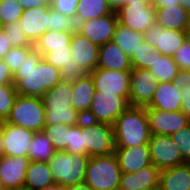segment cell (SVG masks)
<instances>
[{"label": "cell", "instance_id": "1", "mask_svg": "<svg viewBox=\"0 0 190 190\" xmlns=\"http://www.w3.org/2000/svg\"><path fill=\"white\" fill-rule=\"evenodd\" d=\"M14 85L18 95L42 97L61 81L60 70L48 63L34 48L17 67Z\"/></svg>", "mask_w": 190, "mask_h": 190}, {"label": "cell", "instance_id": "2", "mask_svg": "<svg viewBox=\"0 0 190 190\" xmlns=\"http://www.w3.org/2000/svg\"><path fill=\"white\" fill-rule=\"evenodd\" d=\"M115 147L148 144L151 133L146 107L129 106L113 124Z\"/></svg>", "mask_w": 190, "mask_h": 190}, {"label": "cell", "instance_id": "3", "mask_svg": "<svg viewBox=\"0 0 190 190\" xmlns=\"http://www.w3.org/2000/svg\"><path fill=\"white\" fill-rule=\"evenodd\" d=\"M72 84L60 81L54 88L46 91L41 97L45 108V124L66 125L79 124L84 117L72 106Z\"/></svg>", "mask_w": 190, "mask_h": 190}, {"label": "cell", "instance_id": "4", "mask_svg": "<svg viewBox=\"0 0 190 190\" xmlns=\"http://www.w3.org/2000/svg\"><path fill=\"white\" fill-rule=\"evenodd\" d=\"M89 158L88 155L65 150L56 151L48 162L54 182L66 187L83 183Z\"/></svg>", "mask_w": 190, "mask_h": 190}, {"label": "cell", "instance_id": "5", "mask_svg": "<svg viewBox=\"0 0 190 190\" xmlns=\"http://www.w3.org/2000/svg\"><path fill=\"white\" fill-rule=\"evenodd\" d=\"M122 171L114 153L88 160L84 182L93 190H118Z\"/></svg>", "mask_w": 190, "mask_h": 190}, {"label": "cell", "instance_id": "6", "mask_svg": "<svg viewBox=\"0 0 190 190\" xmlns=\"http://www.w3.org/2000/svg\"><path fill=\"white\" fill-rule=\"evenodd\" d=\"M6 122L34 132L42 131L46 124L41 97L18 95Z\"/></svg>", "mask_w": 190, "mask_h": 190}, {"label": "cell", "instance_id": "7", "mask_svg": "<svg viewBox=\"0 0 190 190\" xmlns=\"http://www.w3.org/2000/svg\"><path fill=\"white\" fill-rule=\"evenodd\" d=\"M81 131L84 133L86 155L107 156L115 151V136L113 125L91 122L85 118L81 121Z\"/></svg>", "mask_w": 190, "mask_h": 190}, {"label": "cell", "instance_id": "8", "mask_svg": "<svg viewBox=\"0 0 190 190\" xmlns=\"http://www.w3.org/2000/svg\"><path fill=\"white\" fill-rule=\"evenodd\" d=\"M130 106L129 102L115 93H101L95 90L91 109L86 120L113 125L115 120Z\"/></svg>", "mask_w": 190, "mask_h": 190}, {"label": "cell", "instance_id": "9", "mask_svg": "<svg viewBox=\"0 0 190 190\" xmlns=\"http://www.w3.org/2000/svg\"><path fill=\"white\" fill-rule=\"evenodd\" d=\"M116 14L119 24L143 34L156 23V7L151 3H126Z\"/></svg>", "mask_w": 190, "mask_h": 190}, {"label": "cell", "instance_id": "10", "mask_svg": "<svg viewBox=\"0 0 190 190\" xmlns=\"http://www.w3.org/2000/svg\"><path fill=\"white\" fill-rule=\"evenodd\" d=\"M148 147L152 164L159 170L186 163L171 136L151 135Z\"/></svg>", "mask_w": 190, "mask_h": 190}, {"label": "cell", "instance_id": "11", "mask_svg": "<svg viewBox=\"0 0 190 190\" xmlns=\"http://www.w3.org/2000/svg\"><path fill=\"white\" fill-rule=\"evenodd\" d=\"M89 74L94 82L95 90L101 93H115L128 101L131 70L115 71L96 68Z\"/></svg>", "mask_w": 190, "mask_h": 190}, {"label": "cell", "instance_id": "12", "mask_svg": "<svg viewBox=\"0 0 190 190\" xmlns=\"http://www.w3.org/2000/svg\"><path fill=\"white\" fill-rule=\"evenodd\" d=\"M157 86V77L148 69L132 68L128 98L130 106L147 107Z\"/></svg>", "mask_w": 190, "mask_h": 190}, {"label": "cell", "instance_id": "13", "mask_svg": "<svg viewBox=\"0 0 190 190\" xmlns=\"http://www.w3.org/2000/svg\"><path fill=\"white\" fill-rule=\"evenodd\" d=\"M144 39L162 55L173 56L187 39V31L164 29L155 23L146 30Z\"/></svg>", "mask_w": 190, "mask_h": 190}, {"label": "cell", "instance_id": "14", "mask_svg": "<svg viewBox=\"0 0 190 190\" xmlns=\"http://www.w3.org/2000/svg\"><path fill=\"white\" fill-rule=\"evenodd\" d=\"M118 17L116 12L78 23V32L99 47L113 41Z\"/></svg>", "mask_w": 190, "mask_h": 190}, {"label": "cell", "instance_id": "15", "mask_svg": "<svg viewBox=\"0 0 190 190\" xmlns=\"http://www.w3.org/2000/svg\"><path fill=\"white\" fill-rule=\"evenodd\" d=\"M151 135H172L190 124V119L180 110L166 112L146 108Z\"/></svg>", "mask_w": 190, "mask_h": 190}, {"label": "cell", "instance_id": "16", "mask_svg": "<svg viewBox=\"0 0 190 190\" xmlns=\"http://www.w3.org/2000/svg\"><path fill=\"white\" fill-rule=\"evenodd\" d=\"M35 132L6 121L2 122L3 155L28 157V147Z\"/></svg>", "mask_w": 190, "mask_h": 190}, {"label": "cell", "instance_id": "17", "mask_svg": "<svg viewBox=\"0 0 190 190\" xmlns=\"http://www.w3.org/2000/svg\"><path fill=\"white\" fill-rule=\"evenodd\" d=\"M20 22L26 37L34 45L43 34L49 31L50 6L24 9Z\"/></svg>", "mask_w": 190, "mask_h": 190}, {"label": "cell", "instance_id": "18", "mask_svg": "<svg viewBox=\"0 0 190 190\" xmlns=\"http://www.w3.org/2000/svg\"><path fill=\"white\" fill-rule=\"evenodd\" d=\"M29 162L28 157L3 155L0 158L1 186L11 190L23 186Z\"/></svg>", "mask_w": 190, "mask_h": 190}, {"label": "cell", "instance_id": "19", "mask_svg": "<svg viewBox=\"0 0 190 190\" xmlns=\"http://www.w3.org/2000/svg\"><path fill=\"white\" fill-rule=\"evenodd\" d=\"M114 155L122 173H134L152 164L148 144L116 147Z\"/></svg>", "mask_w": 190, "mask_h": 190}, {"label": "cell", "instance_id": "20", "mask_svg": "<svg viewBox=\"0 0 190 190\" xmlns=\"http://www.w3.org/2000/svg\"><path fill=\"white\" fill-rule=\"evenodd\" d=\"M72 59L90 73L97 68L99 46L85 38L79 32L72 33L70 39Z\"/></svg>", "mask_w": 190, "mask_h": 190}, {"label": "cell", "instance_id": "21", "mask_svg": "<svg viewBox=\"0 0 190 190\" xmlns=\"http://www.w3.org/2000/svg\"><path fill=\"white\" fill-rule=\"evenodd\" d=\"M182 104L181 90L172 82H159L150 104L146 108L166 112L180 111Z\"/></svg>", "mask_w": 190, "mask_h": 190}, {"label": "cell", "instance_id": "22", "mask_svg": "<svg viewBox=\"0 0 190 190\" xmlns=\"http://www.w3.org/2000/svg\"><path fill=\"white\" fill-rule=\"evenodd\" d=\"M160 170L153 164L134 173H122L118 190H143L158 186Z\"/></svg>", "mask_w": 190, "mask_h": 190}, {"label": "cell", "instance_id": "23", "mask_svg": "<svg viewBox=\"0 0 190 190\" xmlns=\"http://www.w3.org/2000/svg\"><path fill=\"white\" fill-rule=\"evenodd\" d=\"M97 68L115 71L132 70L130 57L114 41L100 46Z\"/></svg>", "mask_w": 190, "mask_h": 190}, {"label": "cell", "instance_id": "24", "mask_svg": "<svg viewBox=\"0 0 190 190\" xmlns=\"http://www.w3.org/2000/svg\"><path fill=\"white\" fill-rule=\"evenodd\" d=\"M72 84V106L84 118L91 109L92 98L95 94L94 82L88 73L78 78Z\"/></svg>", "mask_w": 190, "mask_h": 190}, {"label": "cell", "instance_id": "25", "mask_svg": "<svg viewBox=\"0 0 190 190\" xmlns=\"http://www.w3.org/2000/svg\"><path fill=\"white\" fill-rule=\"evenodd\" d=\"M160 190H189L190 162L160 170Z\"/></svg>", "mask_w": 190, "mask_h": 190}, {"label": "cell", "instance_id": "26", "mask_svg": "<svg viewBox=\"0 0 190 190\" xmlns=\"http://www.w3.org/2000/svg\"><path fill=\"white\" fill-rule=\"evenodd\" d=\"M156 24L164 29L187 31L188 11L181 5L156 7Z\"/></svg>", "mask_w": 190, "mask_h": 190}, {"label": "cell", "instance_id": "27", "mask_svg": "<svg viewBox=\"0 0 190 190\" xmlns=\"http://www.w3.org/2000/svg\"><path fill=\"white\" fill-rule=\"evenodd\" d=\"M148 70L157 77V82H172L179 70L172 56L162 55L152 47Z\"/></svg>", "mask_w": 190, "mask_h": 190}, {"label": "cell", "instance_id": "28", "mask_svg": "<svg viewBox=\"0 0 190 190\" xmlns=\"http://www.w3.org/2000/svg\"><path fill=\"white\" fill-rule=\"evenodd\" d=\"M55 183L50 172L49 163L42 161H30L26 170L24 185L32 190H41Z\"/></svg>", "mask_w": 190, "mask_h": 190}, {"label": "cell", "instance_id": "29", "mask_svg": "<svg viewBox=\"0 0 190 190\" xmlns=\"http://www.w3.org/2000/svg\"><path fill=\"white\" fill-rule=\"evenodd\" d=\"M144 40L143 33L136 32L119 23L117 24L113 41L124 51L128 57H131L133 53H137L141 47V43Z\"/></svg>", "mask_w": 190, "mask_h": 190}, {"label": "cell", "instance_id": "30", "mask_svg": "<svg viewBox=\"0 0 190 190\" xmlns=\"http://www.w3.org/2000/svg\"><path fill=\"white\" fill-rule=\"evenodd\" d=\"M112 12L106 0H78L75 18L80 23Z\"/></svg>", "mask_w": 190, "mask_h": 190}, {"label": "cell", "instance_id": "31", "mask_svg": "<svg viewBox=\"0 0 190 190\" xmlns=\"http://www.w3.org/2000/svg\"><path fill=\"white\" fill-rule=\"evenodd\" d=\"M56 150L43 131L35 132L28 147L29 161L49 162Z\"/></svg>", "mask_w": 190, "mask_h": 190}, {"label": "cell", "instance_id": "32", "mask_svg": "<svg viewBox=\"0 0 190 190\" xmlns=\"http://www.w3.org/2000/svg\"><path fill=\"white\" fill-rule=\"evenodd\" d=\"M72 32L47 31L34 44V49L44 56L49 47L65 46L70 42Z\"/></svg>", "mask_w": 190, "mask_h": 190}, {"label": "cell", "instance_id": "33", "mask_svg": "<svg viewBox=\"0 0 190 190\" xmlns=\"http://www.w3.org/2000/svg\"><path fill=\"white\" fill-rule=\"evenodd\" d=\"M70 125L59 123L45 125L42 130L56 151L66 150L70 138Z\"/></svg>", "mask_w": 190, "mask_h": 190}, {"label": "cell", "instance_id": "34", "mask_svg": "<svg viewBox=\"0 0 190 190\" xmlns=\"http://www.w3.org/2000/svg\"><path fill=\"white\" fill-rule=\"evenodd\" d=\"M50 31L78 32L76 18L68 17L50 6Z\"/></svg>", "mask_w": 190, "mask_h": 190}, {"label": "cell", "instance_id": "35", "mask_svg": "<svg viewBox=\"0 0 190 190\" xmlns=\"http://www.w3.org/2000/svg\"><path fill=\"white\" fill-rule=\"evenodd\" d=\"M43 58L48 63H51L61 70L64 66H67L72 62L70 42L65 46L49 47V51L43 56Z\"/></svg>", "mask_w": 190, "mask_h": 190}, {"label": "cell", "instance_id": "36", "mask_svg": "<svg viewBox=\"0 0 190 190\" xmlns=\"http://www.w3.org/2000/svg\"><path fill=\"white\" fill-rule=\"evenodd\" d=\"M1 28L8 36L12 47L34 46L26 37L20 20L7 23Z\"/></svg>", "mask_w": 190, "mask_h": 190}, {"label": "cell", "instance_id": "37", "mask_svg": "<svg viewBox=\"0 0 190 190\" xmlns=\"http://www.w3.org/2000/svg\"><path fill=\"white\" fill-rule=\"evenodd\" d=\"M18 93L14 84L0 85V119L9 117Z\"/></svg>", "mask_w": 190, "mask_h": 190}, {"label": "cell", "instance_id": "38", "mask_svg": "<svg viewBox=\"0 0 190 190\" xmlns=\"http://www.w3.org/2000/svg\"><path fill=\"white\" fill-rule=\"evenodd\" d=\"M23 10L17 0H0V27L20 20Z\"/></svg>", "mask_w": 190, "mask_h": 190}, {"label": "cell", "instance_id": "39", "mask_svg": "<svg viewBox=\"0 0 190 190\" xmlns=\"http://www.w3.org/2000/svg\"><path fill=\"white\" fill-rule=\"evenodd\" d=\"M65 151L72 154L86 155V146L84 133L81 131V122L79 124L71 126L70 138L67 149Z\"/></svg>", "mask_w": 190, "mask_h": 190}, {"label": "cell", "instance_id": "40", "mask_svg": "<svg viewBox=\"0 0 190 190\" xmlns=\"http://www.w3.org/2000/svg\"><path fill=\"white\" fill-rule=\"evenodd\" d=\"M170 136L179 148L183 159L190 162V124Z\"/></svg>", "mask_w": 190, "mask_h": 190}, {"label": "cell", "instance_id": "41", "mask_svg": "<svg viewBox=\"0 0 190 190\" xmlns=\"http://www.w3.org/2000/svg\"><path fill=\"white\" fill-rule=\"evenodd\" d=\"M33 48L34 46L12 47L4 56L3 60L13 74Z\"/></svg>", "mask_w": 190, "mask_h": 190}, {"label": "cell", "instance_id": "42", "mask_svg": "<svg viewBox=\"0 0 190 190\" xmlns=\"http://www.w3.org/2000/svg\"><path fill=\"white\" fill-rule=\"evenodd\" d=\"M151 50L150 46L145 40L141 43L140 49L137 53H133L130 57V63L132 68H143L148 69L151 60Z\"/></svg>", "mask_w": 190, "mask_h": 190}, {"label": "cell", "instance_id": "43", "mask_svg": "<svg viewBox=\"0 0 190 190\" xmlns=\"http://www.w3.org/2000/svg\"><path fill=\"white\" fill-rule=\"evenodd\" d=\"M60 74L62 81L71 83L77 80L78 78L85 76L88 73L82 68L80 64L75 63L72 59V62L69 65L64 66L60 70Z\"/></svg>", "mask_w": 190, "mask_h": 190}, {"label": "cell", "instance_id": "44", "mask_svg": "<svg viewBox=\"0 0 190 190\" xmlns=\"http://www.w3.org/2000/svg\"><path fill=\"white\" fill-rule=\"evenodd\" d=\"M172 57L179 69L190 70V41L186 39Z\"/></svg>", "mask_w": 190, "mask_h": 190}, {"label": "cell", "instance_id": "45", "mask_svg": "<svg viewBox=\"0 0 190 190\" xmlns=\"http://www.w3.org/2000/svg\"><path fill=\"white\" fill-rule=\"evenodd\" d=\"M78 0H50V6L62 14L75 18Z\"/></svg>", "mask_w": 190, "mask_h": 190}, {"label": "cell", "instance_id": "46", "mask_svg": "<svg viewBox=\"0 0 190 190\" xmlns=\"http://www.w3.org/2000/svg\"><path fill=\"white\" fill-rule=\"evenodd\" d=\"M172 83L181 92L190 91V70L179 69Z\"/></svg>", "mask_w": 190, "mask_h": 190}, {"label": "cell", "instance_id": "47", "mask_svg": "<svg viewBox=\"0 0 190 190\" xmlns=\"http://www.w3.org/2000/svg\"><path fill=\"white\" fill-rule=\"evenodd\" d=\"M14 84V76L3 59H0V85Z\"/></svg>", "mask_w": 190, "mask_h": 190}, {"label": "cell", "instance_id": "48", "mask_svg": "<svg viewBox=\"0 0 190 190\" xmlns=\"http://www.w3.org/2000/svg\"><path fill=\"white\" fill-rule=\"evenodd\" d=\"M12 45L8 36L5 34L3 29L0 27V59H3L4 56L10 51Z\"/></svg>", "mask_w": 190, "mask_h": 190}, {"label": "cell", "instance_id": "49", "mask_svg": "<svg viewBox=\"0 0 190 190\" xmlns=\"http://www.w3.org/2000/svg\"><path fill=\"white\" fill-rule=\"evenodd\" d=\"M23 9L34 7L50 6V0H17Z\"/></svg>", "mask_w": 190, "mask_h": 190}, {"label": "cell", "instance_id": "50", "mask_svg": "<svg viewBox=\"0 0 190 190\" xmlns=\"http://www.w3.org/2000/svg\"><path fill=\"white\" fill-rule=\"evenodd\" d=\"M182 104L181 111L190 119V91L181 92Z\"/></svg>", "mask_w": 190, "mask_h": 190}, {"label": "cell", "instance_id": "51", "mask_svg": "<svg viewBox=\"0 0 190 190\" xmlns=\"http://www.w3.org/2000/svg\"><path fill=\"white\" fill-rule=\"evenodd\" d=\"M150 3L155 7H169L172 5H180L179 0H150Z\"/></svg>", "mask_w": 190, "mask_h": 190}, {"label": "cell", "instance_id": "52", "mask_svg": "<svg viewBox=\"0 0 190 190\" xmlns=\"http://www.w3.org/2000/svg\"><path fill=\"white\" fill-rule=\"evenodd\" d=\"M112 11L117 12L121 7L126 5L127 0H106Z\"/></svg>", "mask_w": 190, "mask_h": 190}, {"label": "cell", "instance_id": "53", "mask_svg": "<svg viewBox=\"0 0 190 190\" xmlns=\"http://www.w3.org/2000/svg\"><path fill=\"white\" fill-rule=\"evenodd\" d=\"M41 190H69V187L53 183L51 185H48L47 187L42 188Z\"/></svg>", "mask_w": 190, "mask_h": 190}, {"label": "cell", "instance_id": "54", "mask_svg": "<svg viewBox=\"0 0 190 190\" xmlns=\"http://www.w3.org/2000/svg\"><path fill=\"white\" fill-rule=\"evenodd\" d=\"M69 190H93L85 182L69 187Z\"/></svg>", "mask_w": 190, "mask_h": 190}, {"label": "cell", "instance_id": "55", "mask_svg": "<svg viewBox=\"0 0 190 190\" xmlns=\"http://www.w3.org/2000/svg\"><path fill=\"white\" fill-rule=\"evenodd\" d=\"M3 156L2 124L0 126V158Z\"/></svg>", "mask_w": 190, "mask_h": 190}, {"label": "cell", "instance_id": "56", "mask_svg": "<svg viewBox=\"0 0 190 190\" xmlns=\"http://www.w3.org/2000/svg\"><path fill=\"white\" fill-rule=\"evenodd\" d=\"M180 5L184 7L185 9H190V0H179Z\"/></svg>", "mask_w": 190, "mask_h": 190}, {"label": "cell", "instance_id": "57", "mask_svg": "<svg viewBox=\"0 0 190 190\" xmlns=\"http://www.w3.org/2000/svg\"><path fill=\"white\" fill-rule=\"evenodd\" d=\"M126 3H150V0H127Z\"/></svg>", "mask_w": 190, "mask_h": 190}, {"label": "cell", "instance_id": "58", "mask_svg": "<svg viewBox=\"0 0 190 190\" xmlns=\"http://www.w3.org/2000/svg\"><path fill=\"white\" fill-rule=\"evenodd\" d=\"M13 190H32V189H30L28 186L23 185V186H19L16 189H13Z\"/></svg>", "mask_w": 190, "mask_h": 190}, {"label": "cell", "instance_id": "59", "mask_svg": "<svg viewBox=\"0 0 190 190\" xmlns=\"http://www.w3.org/2000/svg\"><path fill=\"white\" fill-rule=\"evenodd\" d=\"M143 190H160V189H159V186H155V187L147 188V189H143Z\"/></svg>", "mask_w": 190, "mask_h": 190}, {"label": "cell", "instance_id": "60", "mask_svg": "<svg viewBox=\"0 0 190 190\" xmlns=\"http://www.w3.org/2000/svg\"><path fill=\"white\" fill-rule=\"evenodd\" d=\"M187 39L190 41V26L187 29Z\"/></svg>", "mask_w": 190, "mask_h": 190}, {"label": "cell", "instance_id": "61", "mask_svg": "<svg viewBox=\"0 0 190 190\" xmlns=\"http://www.w3.org/2000/svg\"><path fill=\"white\" fill-rule=\"evenodd\" d=\"M188 11V20H189V26H190V9Z\"/></svg>", "mask_w": 190, "mask_h": 190}, {"label": "cell", "instance_id": "62", "mask_svg": "<svg viewBox=\"0 0 190 190\" xmlns=\"http://www.w3.org/2000/svg\"><path fill=\"white\" fill-rule=\"evenodd\" d=\"M0 190H11V189H7L5 187H1Z\"/></svg>", "mask_w": 190, "mask_h": 190}]
</instances>
